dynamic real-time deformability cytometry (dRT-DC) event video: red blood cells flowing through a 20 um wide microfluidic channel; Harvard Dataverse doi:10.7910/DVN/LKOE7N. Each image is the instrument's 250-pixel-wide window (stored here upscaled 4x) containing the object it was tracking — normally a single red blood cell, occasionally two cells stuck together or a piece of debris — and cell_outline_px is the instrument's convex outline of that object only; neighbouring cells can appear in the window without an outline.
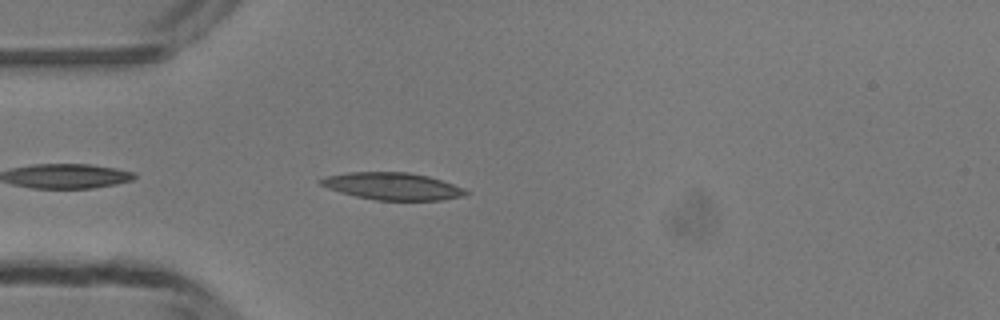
{"species": "common noctule bat (a hibernating species)", "species_latin": "Nyctalus noctula", "temperature_condition": "room temperature", "stored_images_in_passage": 16, "camera_frame_rate_fps": 3000, "um_per_image_px": 0.085, "animal": {"sex": "male", "body_mass_g": 13.3}, "frame": {"image": 1, "passage_image": 3, "time_ms": 0.667, "image_size_px": [1000, 320], "cell_outline_px": [[468, 192], [464, 196], [440, 200], [376, 200], [356, 196], [340, 192], [316, 184], [316, 180], [328, 176], [348, 172], [408, 172], [428, 176], [452, 184]], "centroid_in_image_um": [33.28, 15.82], "position_along_channel_um": 51.7, "area_um2": 22.83}}
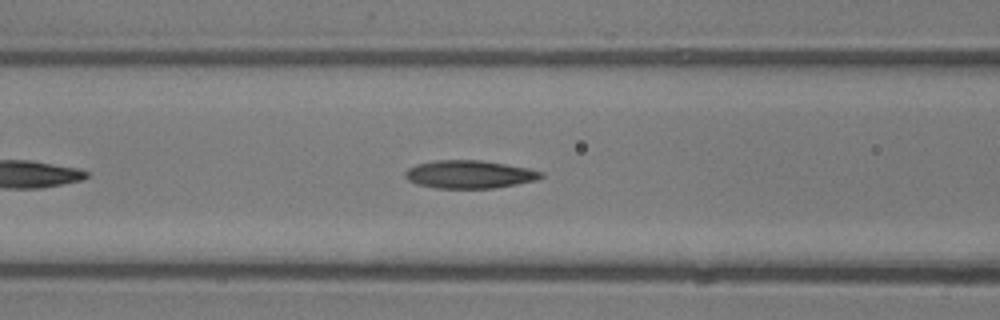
{"frame": {"image": 2, "passage_image": 9, "time_ms": 2.667, "image_size_px": [1000, 320], "cell_outline_px": [[544, 176], [536, 180], [516, 184], [492, 188], [436, 188], [416, 184], [408, 180], [404, 176], [404, 172], [408, 168], [416, 164], [436, 160], [484, 160], [528, 168], [544, 172]], "centroid_in_image_um": [39.88, 14.81], "position_along_channel_um": 126.7, "area_um2": 22.25}}
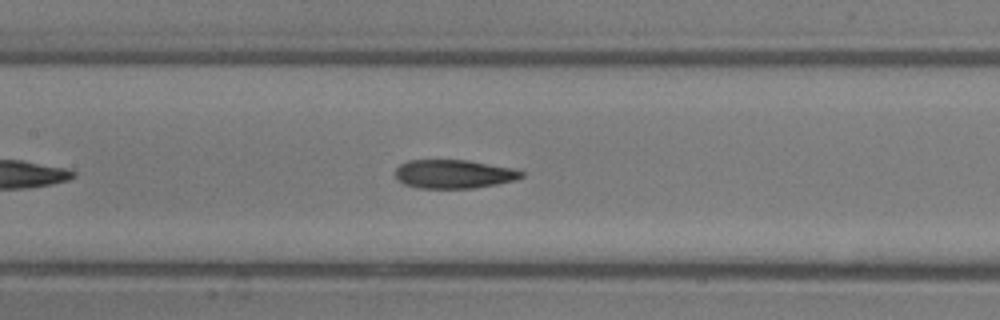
{"frame": {"image": 3, "passage_image": 12, "time_ms": 3.667, "image_size_px": [1000, 320], "cell_outline_px": [[524, 176], [516, 180], [476, 188], [416, 188], [404, 184], [396, 180], [396, 168], [400, 164], [408, 160], [468, 160], [520, 168], [524, 172]], "centroid_in_image_um": [38.63, 14.78], "position_along_channel_um": 168.8, "area_um2": 21.56}}